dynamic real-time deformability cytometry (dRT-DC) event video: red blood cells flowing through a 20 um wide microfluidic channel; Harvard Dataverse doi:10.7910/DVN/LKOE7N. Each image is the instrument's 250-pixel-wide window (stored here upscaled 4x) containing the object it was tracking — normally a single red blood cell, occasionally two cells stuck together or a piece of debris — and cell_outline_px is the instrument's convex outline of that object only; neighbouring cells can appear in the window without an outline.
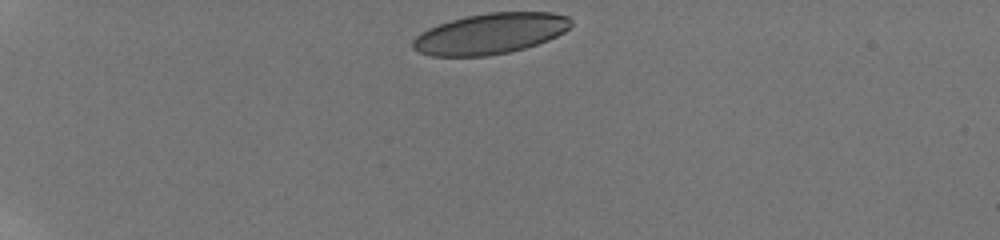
{"species": "human", "species_latin": "Homo sapiens", "temperature_condition": "room temperature", "stored_images_in_passage": 4, "camera_frame_rate_fps": 3000, "um_per_image_px": 0.085, "donor": {"sex": "male"}, "frame": {"image": 1, "passage_image": 1, "time_ms": 0.0, "image_size_px": [1000, 240], "cell_outline_px": [[572, 24], [564, 32], [548, 40], [524, 48], [508, 52], [488, 56], [432, 56], [420, 52], [412, 48], [412, 40], [420, 32], [428, 28], [464, 16], [488, 12], [552, 12], [568, 16], [572, 20]], "centroid_in_image_um": [41.67, 2.85], "position_along_channel_um": 43.3, "area_um2": 37.57}}